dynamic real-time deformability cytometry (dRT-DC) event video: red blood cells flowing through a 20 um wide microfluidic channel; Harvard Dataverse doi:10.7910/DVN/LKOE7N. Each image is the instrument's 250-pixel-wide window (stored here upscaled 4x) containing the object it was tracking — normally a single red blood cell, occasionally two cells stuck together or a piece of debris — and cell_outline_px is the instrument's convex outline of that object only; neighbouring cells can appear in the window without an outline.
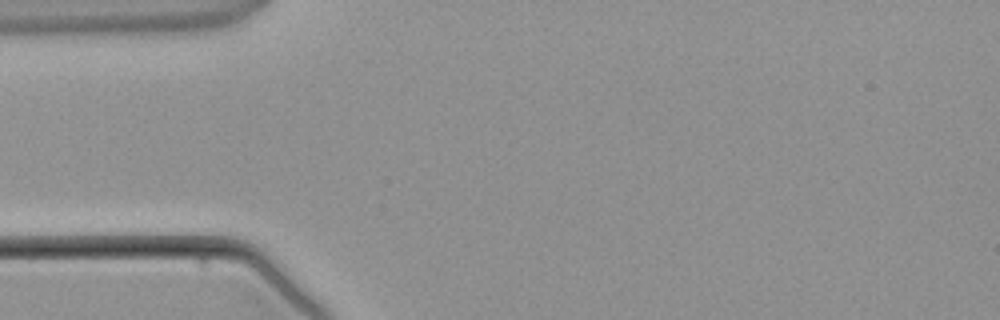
{"species": "common noctule bat (a hibernating species)", "species_latin": "Nyctalus noctula", "temperature_condition": "warm", "stored_images_in_passage": 1, "camera_frame_rate_fps": 3000, "um_per_image_px": 0.085, "animal": {"sex": "male", "body_mass_g": 21.5, "forearm_length_mm": 52.0}, "frame": {"image": 1, "passage_image": 1, "time_ms": 0.0, "image_size_px": [1000, 320], "cell_outline_px": [[224, 244], [220, 248], [116, 248], [100, 236], [224, 236]], "centroid_in_image_um": [14.07, 20.56], "position_along_channel_um": 70.9, "area_um2": 10.0}}